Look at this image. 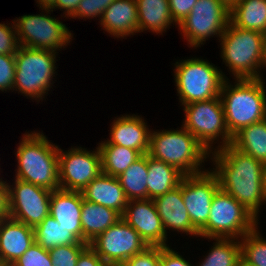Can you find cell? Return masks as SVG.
I'll use <instances>...</instances> for the list:
<instances>
[{
	"instance_id": "cell-25",
	"label": "cell",
	"mask_w": 266,
	"mask_h": 266,
	"mask_svg": "<svg viewBox=\"0 0 266 266\" xmlns=\"http://www.w3.org/2000/svg\"><path fill=\"white\" fill-rule=\"evenodd\" d=\"M138 15V32L151 30L156 34L166 32L175 23L168 0H135Z\"/></svg>"
},
{
	"instance_id": "cell-1",
	"label": "cell",
	"mask_w": 266,
	"mask_h": 266,
	"mask_svg": "<svg viewBox=\"0 0 266 266\" xmlns=\"http://www.w3.org/2000/svg\"><path fill=\"white\" fill-rule=\"evenodd\" d=\"M211 152L220 189L232 195L257 219L260 206L266 202L263 192L264 163L231 144Z\"/></svg>"
},
{
	"instance_id": "cell-18",
	"label": "cell",
	"mask_w": 266,
	"mask_h": 266,
	"mask_svg": "<svg viewBox=\"0 0 266 266\" xmlns=\"http://www.w3.org/2000/svg\"><path fill=\"white\" fill-rule=\"evenodd\" d=\"M156 210L161 218L163 228L184 232L199 237V232L193 227L182 197V180L178 187L153 199Z\"/></svg>"
},
{
	"instance_id": "cell-34",
	"label": "cell",
	"mask_w": 266,
	"mask_h": 266,
	"mask_svg": "<svg viewBox=\"0 0 266 266\" xmlns=\"http://www.w3.org/2000/svg\"><path fill=\"white\" fill-rule=\"evenodd\" d=\"M13 264L15 266H53L49 251L37 242H34Z\"/></svg>"
},
{
	"instance_id": "cell-38",
	"label": "cell",
	"mask_w": 266,
	"mask_h": 266,
	"mask_svg": "<svg viewBox=\"0 0 266 266\" xmlns=\"http://www.w3.org/2000/svg\"><path fill=\"white\" fill-rule=\"evenodd\" d=\"M161 246H148L144 251L130 257L127 266H160Z\"/></svg>"
},
{
	"instance_id": "cell-2",
	"label": "cell",
	"mask_w": 266,
	"mask_h": 266,
	"mask_svg": "<svg viewBox=\"0 0 266 266\" xmlns=\"http://www.w3.org/2000/svg\"><path fill=\"white\" fill-rule=\"evenodd\" d=\"M16 152L18 168L15 178L53 191L59 186V147L40 131L23 134Z\"/></svg>"
},
{
	"instance_id": "cell-4",
	"label": "cell",
	"mask_w": 266,
	"mask_h": 266,
	"mask_svg": "<svg viewBox=\"0 0 266 266\" xmlns=\"http://www.w3.org/2000/svg\"><path fill=\"white\" fill-rule=\"evenodd\" d=\"M147 154L175 167L185 176L205 172L200 166L211 156L183 126L179 130L151 131Z\"/></svg>"
},
{
	"instance_id": "cell-42",
	"label": "cell",
	"mask_w": 266,
	"mask_h": 266,
	"mask_svg": "<svg viewBox=\"0 0 266 266\" xmlns=\"http://www.w3.org/2000/svg\"><path fill=\"white\" fill-rule=\"evenodd\" d=\"M9 218L8 183L0 178V220Z\"/></svg>"
},
{
	"instance_id": "cell-22",
	"label": "cell",
	"mask_w": 266,
	"mask_h": 266,
	"mask_svg": "<svg viewBox=\"0 0 266 266\" xmlns=\"http://www.w3.org/2000/svg\"><path fill=\"white\" fill-rule=\"evenodd\" d=\"M100 25L115 38H124L138 32V15L135 0H115L107 7Z\"/></svg>"
},
{
	"instance_id": "cell-24",
	"label": "cell",
	"mask_w": 266,
	"mask_h": 266,
	"mask_svg": "<svg viewBox=\"0 0 266 266\" xmlns=\"http://www.w3.org/2000/svg\"><path fill=\"white\" fill-rule=\"evenodd\" d=\"M147 199H155L178 187L185 176L175 167L147 154Z\"/></svg>"
},
{
	"instance_id": "cell-28",
	"label": "cell",
	"mask_w": 266,
	"mask_h": 266,
	"mask_svg": "<svg viewBox=\"0 0 266 266\" xmlns=\"http://www.w3.org/2000/svg\"><path fill=\"white\" fill-rule=\"evenodd\" d=\"M102 173L118 177L139 159L142 154L135 150L117 144H99Z\"/></svg>"
},
{
	"instance_id": "cell-48",
	"label": "cell",
	"mask_w": 266,
	"mask_h": 266,
	"mask_svg": "<svg viewBox=\"0 0 266 266\" xmlns=\"http://www.w3.org/2000/svg\"><path fill=\"white\" fill-rule=\"evenodd\" d=\"M111 266H127L125 263H115L111 264Z\"/></svg>"
},
{
	"instance_id": "cell-12",
	"label": "cell",
	"mask_w": 266,
	"mask_h": 266,
	"mask_svg": "<svg viewBox=\"0 0 266 266\" xmlns=\"http://www.w3.org/2000/svg\"><path fill=\"white\" fill-rule=\"evenodd\" d=\"M89 246L108 264L125 263L148 245L123 218L93 239Z\"/></svg>"
},
{
	"instance_id": "cell-41",
	"label": "cell",
	"mask_w": 266,
	"mask_h": 266,
	"mask_svg": "<svg viewBox=\"0 0 266 266\" xmlns=\"http://www.w3.org/2000/svg\"><path fill=\"white\" fill-rule=\"evenodd\" d=\"M76 266H111L104 262L97 253L88 246L79 256Z\"/></svg>"
},
{
	"instance_id": "cell-30",
	"label": "cell",
	"mask_w": 266,
	"mask_h": 266,
	"mask_svg": "<svg viewBox=\"0 0 266 266\" xmlns=\"http://www.w3.org/2000/svg\"><path fill=\"white\" fill-rule=\"evenodd\" d=\"M35 242L49 250L61 245L81 242L70 230L64 228L51 215H48L34 228Z\"/></svg>"
},
{
	"instance_id": "cell-26",
	"label": "cell",
	"mask_w": 266,
	"mask_h": 266,
	"mask_svg": "<svg viewBox=\"0 0 266 266\" xmlns=\"http://www.w3.org/2000/svg\"><path fill=\"white\" fill-rule=\"evenodd\" d=\"M230 22L242 29L266 33V0H238L230 7Z\"/></svg>"
},
{
	"instance_id": "cell-27",
	"label": "cell",
	"mask_w": 266,
	"mask_h": 266,
	"mask_svg": "<svg viewBox=\"0 0 266 266\" xmlns=\"http://www.w3.org/2000/svg\"><path fill=\"white\" fill-rule=\"evenodd\" d=\"M231 145L266 164V118L242 128L233 136Z\"/></svg>"
},
{
	"instance_id": "cell-36",
	"label": "cell",
	"mask_w": 266,
	"mask_h": 266,
	"mask_svg": "<svg viewBox=\"0 0 266 266\" xmlns=\"http://www.w3.org/2000/svg\"><path fill=\"white\" fill-rule=\"evenodd\" d=\"M0 23V55H15L19 48L15 23Z\"/></svg>"
},
{
	"instance_id": "cell-11",
	"label": "cell",
	"mask_w": 266,
	"mask_h": 266,
	"mask_svg": "<svg viewBox=\"0 0 266 266\" xmlns=\"http://www.w3.org/2000/svg\"><path fill=\"white\" fill-rule=\"evenodd\" d=\"M229 22L230 7L225 2L197 0L187 17L178 25V29L182 31L188 45L197 48L214 35L220 38Z\"/></svg>"
},
{
	"instance_id": "cell-9",
	"label": "cell",
	"mask_w": 266,
	"mask_h": 266,
	"mask_svg": "<svg viewBox=\"0 0 266 266\" xmlns=\"http://www.w3.org/2000/svg\"><path fill=\"white\" fill-rule=\"evenodd\" d=\"M186 128L211 154V144L221 138L217 149L231 144L233 137L227 129L224 108L220 96L206 101H196L184 105Z\"/></svg>"
},
{
	"instance_id": "cell-19",
	"label": "cell",
	"mask_w": 266,
	"mask_h": 266,
	"mask_svg": "<svg viewBox=\"0 0 266 266\" xmlns=\"http://www.w3.org/2000/svg\"><path fill=\"white\" fill-rule=\"evenodd\" d=\"M34 242V228L10 217L0 220V263L13 264Z\"/></svg>"
},
{
	"instance_id": "cell-49",
	"label": "cell",
	"mask_w": 266,
	"mask_h": 266,
	"mask_svg": "<svg viewBox=\"0 0 266 266\" xmlns=\"http://www.w3.org/2000/svg\"><path fill=\"white\" fill-rule=\"evenodd\" d=\"M0 266H15L14 264L10 263H0Z\"/></svg>"
},
{
	"instance_id": "cell-32",
	"label": "cell",
	"mask_w": 266,
	"mask_h": 266,
	"mask_svg": "<svg viewBox=\"0 0 266 266\" xmlns=\"http://www.w3.org/2000/svg\"><path fill=\"white\" fill-rule=\"evenodd\" d=\"M241 266H266V239L256 226L241 240Z\"/></svg>"
},
{
	"instance_id": "cell-47",
	"label": "cell",
	"mask_w": 266,
	"mask_h": 266,
	"mask_svg": "<svg viewBox=\"0 0 266 266\" xmlns=\"http://www.w3.org/2000/svg\"><path fill=\"white\" fill-rule=\"evenodd\" d=\"M223 2H225L229 7H231L232 5H234L238 0H221Z\"/></svg>"
},
{
	"instance_id": "cell-13",
	"label": "cell",
	"mask_w": 266,
	"mask_h": 266,
	"mask_svg": "<svg viewBox=\"0 0 266 266\" xmlns=\"http://www.w3.org/2000/svg\"><path fill=\"white\" fill-rule=\"evenodd\" d=\"M87 151L82 147L68 151L58 150L59 186L68 191L82 190L102 173L101 156L98 147Z\"/></svg>"
},
{
	"instance_id": "cell-33",
	"label": "cell",
	"mask_w": 266,
	"mask_h": 266,
	"mask_svg": "<svg viewBox=\"0 0 266 266\" xmlns=\"http://www.w3.org/2000/svg\"><path fill=\"white\" fill-rule=\"evenodd\" d=\"M89 246L88 243L61 245L49 249L53 266H76L80 254Z\"/></svg>"
},
{
	"instance_id": "cell-39",
	"label": "cell",
	"mask_w": 266,
	"mask_h": 266,
	"mask_svg": "<svg viewBox=\"0 0 266 266\" xmlns=\"http://www.w3.org/2000/svg\"><path fill=\"white\" fill-rule=\"evenodd\" d=\"M175 24H180L190 13L197 0H168Z\"/></svg>"
},
{
	"instance_id": "cell-37",
	"label": "cell",
	"mask_w": 266,
	"mask_h": 266,
	"mask_svg": "<svg viewBox=\"0 0 266 266\" xmlns=\"http://www.w3.org/2000/svg\"><path fill=\"white\" fill-rule=\"evenodd\" d=\"M16 73L15 55H0V90L10 91L13 89V83Z\"/></svg>"
},
{
	"instance_id": "cell-7",
	"label": "cell",
	"mask_w": 266,
	"mask_h": 266,
	"mask_svg": "<svg viewBox=\"0 0 266 266\" xmlns=\"http://www.w3.org/2000/svg\"><path fill=\"white\" fill-rule=\"evenodd\" d=\"M56 53L51 50L19 46L15 54L16 73L13 91L40 101L53 85L56 73ZM52 82V83H51ZM43 97V98H42ZM40 99V100H39Z\"/></svg>"
},
{
	"instance_id": "cell-5",
	"label": "cell",
	"mask_w": 266,
	"mask_h": 266,
	"mask_svg": "<svg viewBox=\"0 0 266 266\" xmlns=\"http://www.w3.org/2000/svg\"><path fill=\"white\" fill-rule=\"evenodd\" d=\"M221 58L234 79H262L260 65L263 33L234 26L231 22L220 37Z\"/></svg>"
},
{
	"instance_id": "cell-45",
	"label": "cell",
	"mask_w": 266,
	"mask_h": 266,
	"mask_svg": "<svg viewBox=\"0 0 266 266\" xmlns=\"http://www.w3.org/2000/svg\"><path fill=\"white\" fill-rule=\"evenodd\" d=\"M55 0H37L40 8L51 9L54 6Z\"/></svg>"
},
{
	"instance_id": "cell-10",
	"label": "cell",
	"mask_w": 266,
	"mask_h": 266,
	"mask_svg": "<svg viewBox=\"0 0 266 266\" xmlns=\"http://www.w3.org/2000/svg\"><path fill=\"white\" fill-rule=\"evenodd\" d=\"M41 10H45L46 14L23 15L13 20L18 43L27 48L57 52L70 43L73 35L60 20L47 15L50 9Z\"/></svg>"
},
{
	"instance_id": "cell-40",
	"label": "cell",
	"mask_w": 266,
	"mask_h": 266,
	"mask_svg": "<svg viewBox=\"0 0 266 266\" xmlns=\"http://www.w3.org/2000/svg\"><path fill=\"white\" fill-rule=\"evenodd\" d=\"M160 266H192L169 246L161 247Z\"/></svg>"
},
{
	"instance_id": "cell-31",
	"label": "cell",
	"mask_w": 266,
	"mask_h": 266,
	"mask_svg": "<svg viewBox=\"0 0 266 266\" xmlns=\"http://www.w3.org/2000/svg\"><path fill=\"white\" fill-rule=\"evenodd\" d=\"M214 240L216 242L212 249L199 266H241L240 239L214 238Z\"/></svg>"
},
{
	"instance_id": "cell-15",
	"label": "cell",
	"mask_w": 266,
	"mask_h": 266,
	"mask_svg": "<svg viewBox=\"0 0 266 266\" xmlns=\"http://www.w3.org/2000/svg\"><path fill=\"white\" fill-rule=\"evenodd\" d=\"M219 189L218 178L211 169L182 179L183 201L198 232L207 224L212 199Z\"/></svg>"
},
{
	"instance_id": "cell-3",
	"label": "cell",
	"mask_w": 266,
	"mask_h": 266,
	"mask_svg": "<svg viewBox=\"0 0 266 266\" xmlns=\"http://www.w3.org/2000/svg\"><path fill=\"white\" fill-rule=\"evenodd\" d=\"M227 78L220 92L225 122L233 137L242 128L266 118V90L263 79H236L231 85Z\"/></svg>"
},
{
	"instance_id": "cell-6",
	"label": "cell",
	"mask_w": 266,
	"mask_h": 266,
	"mask_svg": "<svg viewBox=\"0 0 266 266\" xmlns=\"http://www.w3.org/2000/svg\"><path fill=\"white\" fill-rule=\"evenodd\" d=\"M174 65L176 89L181 105L220 96L227 78L217 66L201 58L181 60Z\"/></svg>"
},
{
	"instance_id": "cell-35",
	"label": "cell",
	"mask_w": 266,
	"mask_h": 266,
	"mask_svg": "<svg viewBox=\"0 0 266 266\" xmlns=\"http://www.w3.org/2000/svg\"><path fill=\"white\" fill-rule=\"evenodd\" d=\"M115 0H81L76 12L71 18H96L102 17L104 10L109 7Z\"/></svg>"
},
{
	"instance_id": "cell-16",
	"label": "cell",
	"mask_w": 266,
	"mask_h": 266,
	"mask_svg": "<svg viewBox=\"0 0 266 266\" xmlns=\"http://www.w3.org/2000/svg\"><path fill=\"white\" fill-rule=\"evenodd\" d=\"M122 218L139 233L148 246H169L152 199L129 200Z\"/></svg>"
},
{
	"instance_id": "cell-44",
	"label": "cell",
	"mask_w": 266,
	"mask_h": 266,
	"mask_svg": "<svg viewBox=\"0 0 266 266\" xmlns=\"http://www.w3.org/2000/svg\"><path fill=\"white\" fill-rule=\"evenodd\" d=\"M266 67V33H263V50L260 68Z\"/></svg>"
},
{
	"instance_id": "cell-29",
	"label": "cell",
	"mask_w": 266,
	"mask_h": 266,
	"mask_svg": "<svg viewBox=\"0 0 266 266\" xmlns=\"http://www.w3.org/2000/svg\"><path fill=\"white\" fill-rule=\"evenodd\" d=\"M147 154H143L117 178L127 200L147 199Z\"/></svg>"
},
{
	"instance_id": "cell-23",
	"label": "cell",
	"mask_w": 266,
	"mask_h": 266,
	"mask_svg": "<svg viewBox=\"0 0 266 266\" xmlns=\"http://www.w3.org/2000/svg\"><path fill=\"white\" fill-rule=\"evenodd\" d=\"M80 216L83 242L88 244L122 218L117 211L84 199L82 201Z\"/></svg>"
},
{
	"instance_id": "cell-20",
	"label": "cell",
	"mask_w": 266,
	"mask_h": 266,
	"mask_svg": "<svg viewBox=\"0 0 266 266\" xmlns=\"http://www.w3.org/2000/svg\"><path fill=\"white\" fill-rule=\"evenodd\" d=\"M83 195L79 191L53 190L50 196V215L83 242L80 221Z\"/></svg>"
},
{
	"instance_id": "cell-17",
	"label": "cell",
	"mask_w": 266,
	"mask_h": 266,
	"mask_svg": "<svg viewBox=\"0 0 266 266\" xmlns=\"http://www.w3.org/2000/svg\"><path fill=\"white\" fill-rule=\"evenodd\" d=\"M113 121L110 128V139L99 144H117L135 149L142 155L148 153L151 130L142 117L127 114L115 118Z\"/></svg>"
},
{
	"instance_id": "cell-8",
	"label": "cell",
	"mask_w": 266,
	"mask_h": 266,
	"mask_svg": "<svg viewBox=\"0 0 266 266\" xmlns=\"http://www.w3.org/2000/svg\"><path fill=\"white\" fill-rule=\"evenodd\" d=\"M258 221L232 195L219 189L212 199L207 224L199 231V237L239 239L258 226Z\"/></svg>"
},
{
	"instance_id": "cell-43",
	"label": "cell",
	"mask_w": 266,
	"mask_h": 266,
	"mask_svg": "<svg viewBox=\"0 0 266 266\" xmlns=\"http://www.w3.org/2000/svg\"><path fill=\"white\" fill-rule=\"evenodd\" d=\"M81 0H55L54 6L50 9L53 12V9H62L65 10L63 14L65 17H71L75 12Z\"/></svg>"
},
{
	"instance_id": "cell-21",
	"label": "cell",
	"mask_w": 266,
	"mask_h": 266,
	"mask_svg": "<svg viewBox=\"0 0 266 266\" xmlns=\"http://www.w3.org/2000/svg\"><path fill=\"white\" fill-rule=\"evenodd\" d=\"M81 193L86 201L103 205L121 216L125 212L128 200L117 177L101 173Z\"/></svg>"
},
{
	"instance_id": "cell-14",
	"label": "cell",
	"mask_w": 266,
	"mask_h": 266,
	"mask_svg": "<svg viewBox=\"0 0 266 266\" xmlns=\"http://www.w3.org/2000/svg\"><path fill=\"white\" fill-rule=\"evenodd\" d=\"M8 184L9 217L35 228L50 215L52 191L15 178Z\"/></svg>"
},
{
	"instance_id": "cell-46",
	"label": "cell",
	"mask_w": 266,
	"mask_h": 266,
	"mask_svg": "<svg viewBox=\"0 0 266 266\" xmlns=\"http://www.w3.org/2000/svg\"><path fill=\"white\" fill-rule=\"evenodd\" d=\"M262 185H263L264 196H265V198H266V164L264 165V170H263V180H262Z\"/></svg>"
}]
</instances>
